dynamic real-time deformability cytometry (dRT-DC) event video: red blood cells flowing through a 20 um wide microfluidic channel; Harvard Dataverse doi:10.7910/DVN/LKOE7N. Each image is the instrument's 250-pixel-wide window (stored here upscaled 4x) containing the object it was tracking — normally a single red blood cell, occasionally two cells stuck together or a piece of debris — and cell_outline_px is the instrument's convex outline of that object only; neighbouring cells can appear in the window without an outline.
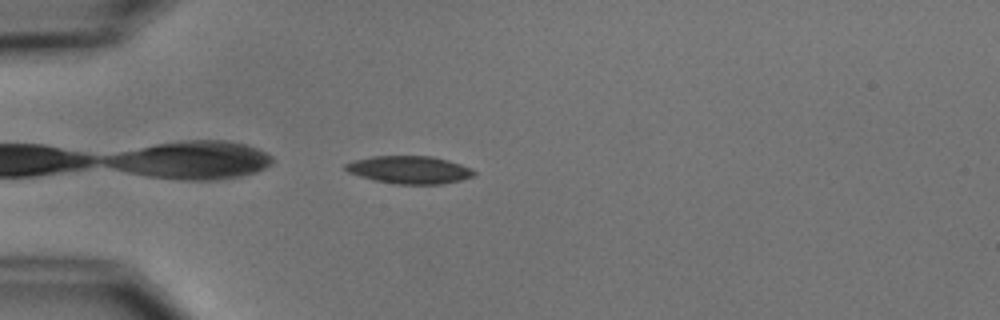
{"species": "common noctule bat (a hibernating species)", "species_latin": "Nyctalus noctula", "temperature_condition": "cold", "stored_images_in_passage": 1, "camera_frame_rate_fps": 3000, "um_per_image_px": 0.085, "animal": {"sex": "male", "body_mass_g": 15.6}, "frame": {"image": 1, "passage_image": 1, "time_ms": 0.0, "image_size_px": [1000, 320], "cell_outline_px": [[476, 176], [460, 180], [440, 184], [396, 184], [376, 180], [360, 176], [348, 172], [344, 168], [344, 164], [352, 160], [372, 156], [432, 156], [448, 160], [472, 168], [476, 172]], "centroid_in_image_um": [34.81, 14.42], "position_along_channel_um": 50.2, "area_um2": 20.81}}